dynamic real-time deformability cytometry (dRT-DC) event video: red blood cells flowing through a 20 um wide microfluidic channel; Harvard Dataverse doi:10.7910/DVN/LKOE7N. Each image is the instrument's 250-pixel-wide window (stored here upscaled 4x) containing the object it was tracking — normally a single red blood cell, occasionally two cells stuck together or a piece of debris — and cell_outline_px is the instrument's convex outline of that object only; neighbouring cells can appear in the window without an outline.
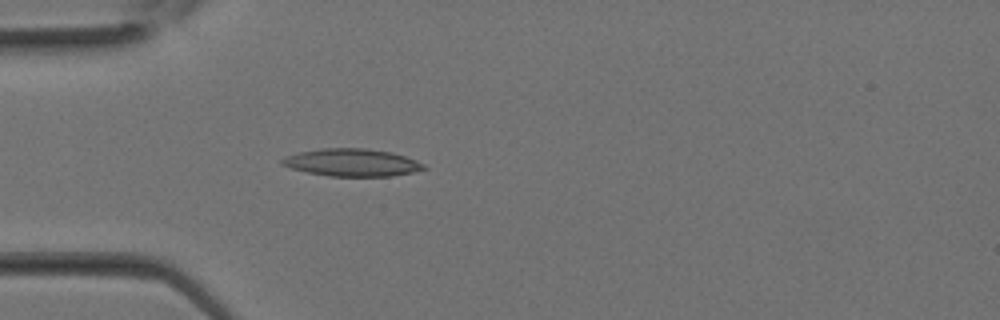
{"species": "Egyptian fruit bat (a non-hibernating species)", "species_latin": "Rousettus aegyptiacus", "temperature_condition": "room temperature", "stored_images_in_passage": 25, "camera_frame_rate_fps": 3000, "um_per_image_px": 0.085, "animal": {"sex": "female"}, "frame": {"image": 1, "passage_image": 5, "time_ms": 1.333, "image_size_px": [1000, 320], "cell_outline_px": [[428, 168], [412, 172], [392, 176], [328, 176], [308, 172], [292, 168], [280, 164], [280, 160], [296, 152], [324, 148], [364, 148], [392, 152], [416, 160], [424, 164]], "centroid_in_image_um": [29.92, 13.81], "position_along_channel_um": 55.1, "area_um2": 22.66}}
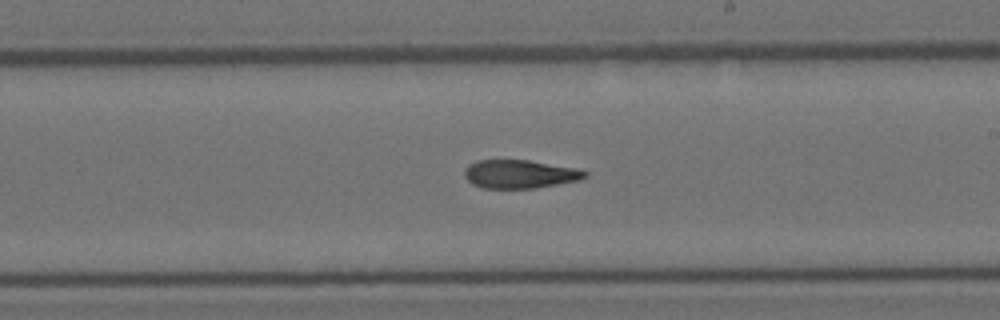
{"frame": {"image": 2, "passage_image": 14, "time_ms": 4.333, "image_size_px": [1000, 320], "cell_outline_px": [[588, 176], [580, 180], [536, 188], [480, 188], [472, 184], [464, 176], [464, 168], [468, 164], [476, 160], [528, 160], [576, 168], [588, 172]], "centroid_in_image_um": [44.16, 14.8], "position_along_channel_um": 244.8, "area_um2": 20.11}}
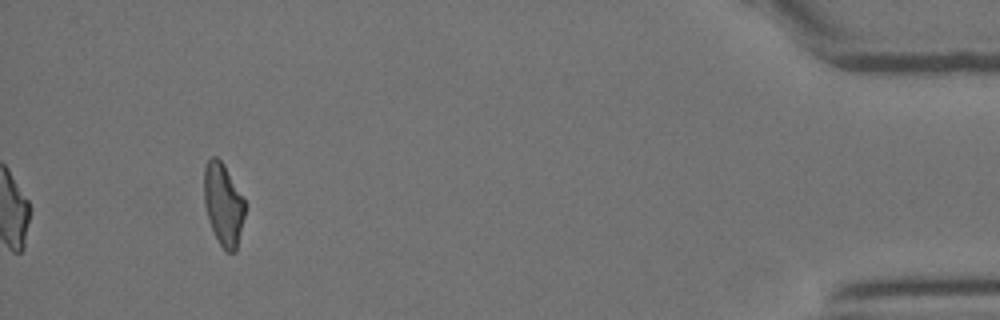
{"frame": {"image": 3, "passage_image": 25, "time_ms": 8.0, "image_size_px": [1000, 320], "cell_outline_px": [[244, 216], [236, 252], [228, 252], [220, 244], [208, 220], [204, 204], [204, 168], [208, 160], [212, 156], [216, 156], [224, 164], [244, 200]], "centroid_in_image_um": [18.96, 17.35], "position_along_channel_um": 416.2, "area_um2": 19.31}}